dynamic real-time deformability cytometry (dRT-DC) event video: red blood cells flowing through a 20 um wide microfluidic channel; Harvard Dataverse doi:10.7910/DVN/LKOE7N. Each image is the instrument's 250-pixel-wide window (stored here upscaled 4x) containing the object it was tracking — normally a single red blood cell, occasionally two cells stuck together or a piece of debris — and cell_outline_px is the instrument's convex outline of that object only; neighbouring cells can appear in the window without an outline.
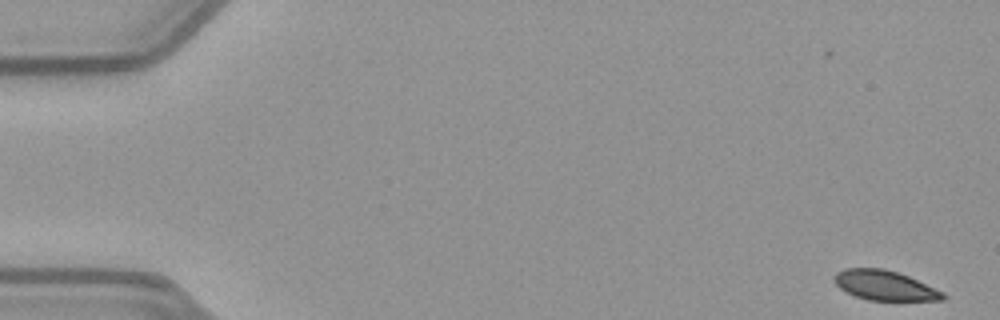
{"species": "common noctule bat (a hibernating species)", "species_latin": "Nyctalus noctula", "temperature_condition": "warm", "stored_images_in_passage": 52, "camera_frame_rate_fps": 3000, "um_per_image_px": 0.085, "animal": {"sex": "female", "body_mass_g": 21.9}, "frame": {"image": 1, "passage_image": 1, "time_ms": 0.0, "image_size_px": [1000, 320], "cell_outline_px": [[948, 296], [944, 300], [868, 300], [856, 296], [840, 288], [836, 284], [836, 272], [844, 268], [884, 268], [908, 276], [944, 292]], "centroid_in_image_um": [75.24, 24.26], "position_along_channel_um": 9.8, "area_um2": 18.61}}
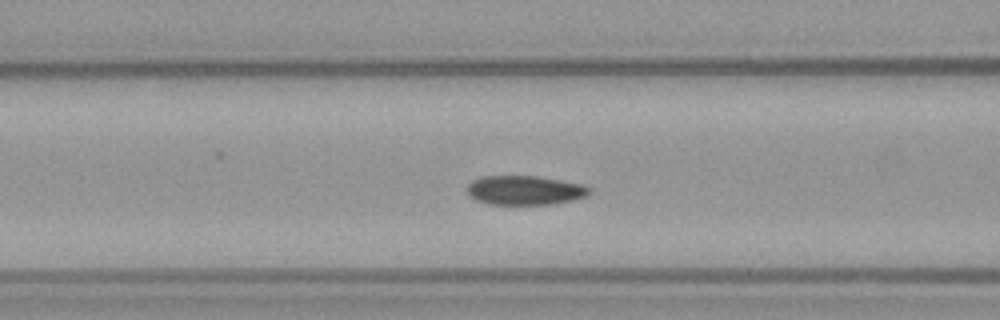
{"frame": {"image": 2, "passage_image": 21, "time_ms": 6.667, "image_size_px": [1000, 320], "cell_outline_px": [[592, 192], [588, 196], [572, 200], [552, 204], [488, 204], [476, 200], [468, 196], [468, 184], [472, 180], [480, 176], [536, 176], [560, 180], [580, 184], [592, 188]], "centroid_in_image_um": [44.61, 16.17], "position_along_channel_um": 122.0, "area_um2": 20.92}}
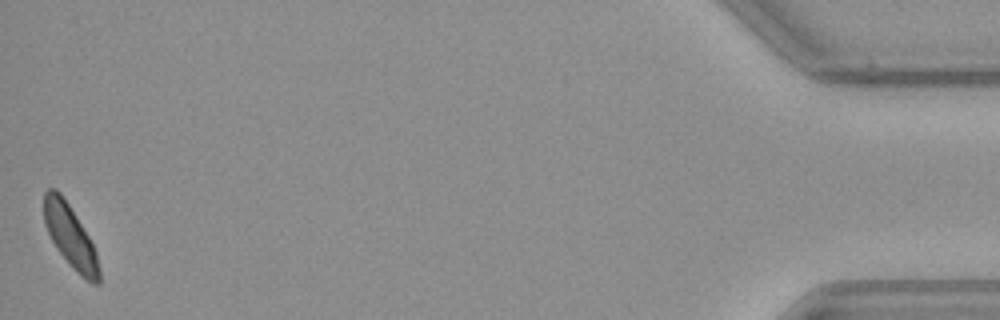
{"frame": {"image": 3, "passage_image": 52, "time_ms": 17.0, "image_size_px": [1000, 320], "cell_outline_px": [[100, 284], [92, 284], [80, 276], [72, 268], [56, 248], [44, 224], [44, 192], [48, 188], [56, 188], [60, 192], [68, 204], [88, 236], [96, 252], [100, 268]], "centroid_in_image_um": [5.97, 20.12], "position_along_channel_um": 429.2, "area_um2": 20.0}, "authors_computed_cell_mechanics": {"area_um2": 20.9814, "velocity_mm_per_s": 3.9086, "shape_relaxation_time_tau1_ms": 3.182, "shape_relaxation_time_tau2_ms": null, "deformation_change_tau1": 0.0992, "deformation_change_tau2": null}}